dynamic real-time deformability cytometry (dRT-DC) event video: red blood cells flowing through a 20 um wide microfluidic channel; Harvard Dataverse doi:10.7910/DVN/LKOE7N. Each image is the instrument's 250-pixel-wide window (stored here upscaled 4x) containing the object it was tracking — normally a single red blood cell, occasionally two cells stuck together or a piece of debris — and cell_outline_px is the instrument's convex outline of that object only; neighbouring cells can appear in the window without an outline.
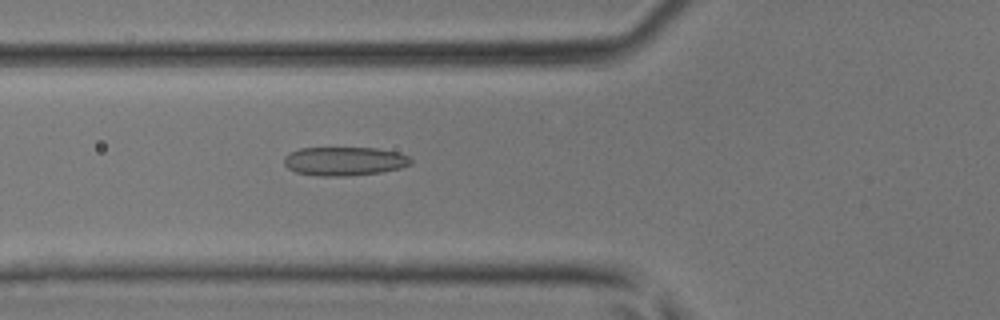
{"species": "common noctule bat (a hibernating species)", "species_latin": "Nyctalus noctula", "temperature_condition": "room temperature", "stored_images_in_passage": 45, "camera_frame_rate_fps": 3000, "um_per_image_px": 0.085, "animal": {"sex": "male", "body_mass_g": 17.9, "forearm_length_mm": 54.2}, "frame": {"image": 1, "passage_image": 17, "time_ms": 5.333, "image_size_px": [1000, 320], "cell_outline_px": [[412, 164], [400, 168], [380, 172], [348, 176], [320, 176], [296, 172], [288, 168], [284, 164], [284, 156], [300, 148], [376, 148], [400, 152], [408, 156], [412, 160]], "centroid_in_image_um": [29.3, 13.7], "position_along_channel_um": 96.5, "area_um2": 21.27}}
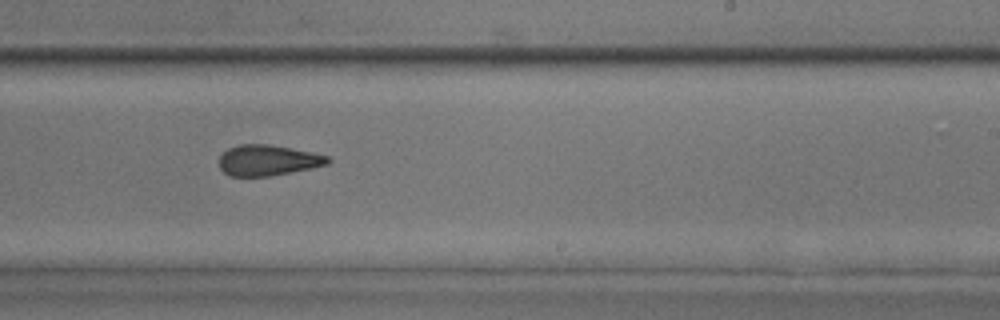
{"frame": {"image": 2, "passage_image": 28, "time_ms": 9.0, "image_size_px": [1000, 320], "cell_outline_px": [[332, 160], [328, 164], [312, 168], [268, 176], [228, 176], [220, 168], [220, 156], [228, 148], [240, 144], [268, 144], [312, 152], [328, 156]], "centroid_in_image_um": [22.77, 13.62], "position_along_channel_um": 266.2, "area_um2": 19.36}}
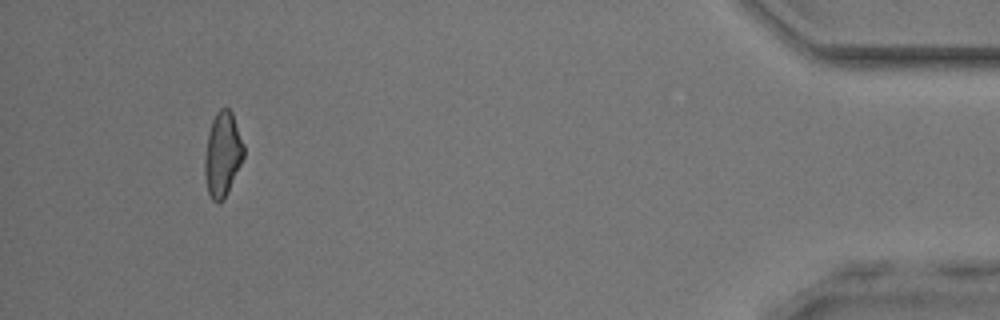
{"frame": {"image": 3, "passage_image": 42, "time_ms": 13.667, "image_size_px": [1000, 320], "cell_outline_px": [[244, 156], [228, 192], [224, 200], [220, 204], [212, 200], [208, 192], [204, 172], [204, 156], [208, 132], [212, 120], [216, 112], [220, 108], [228, 108], [232, 112], [244, 144]], "centroid_in_image_um": [18.91, 13.12], "position_along_channel_um": 416.3, "area_um2": 19.36}}